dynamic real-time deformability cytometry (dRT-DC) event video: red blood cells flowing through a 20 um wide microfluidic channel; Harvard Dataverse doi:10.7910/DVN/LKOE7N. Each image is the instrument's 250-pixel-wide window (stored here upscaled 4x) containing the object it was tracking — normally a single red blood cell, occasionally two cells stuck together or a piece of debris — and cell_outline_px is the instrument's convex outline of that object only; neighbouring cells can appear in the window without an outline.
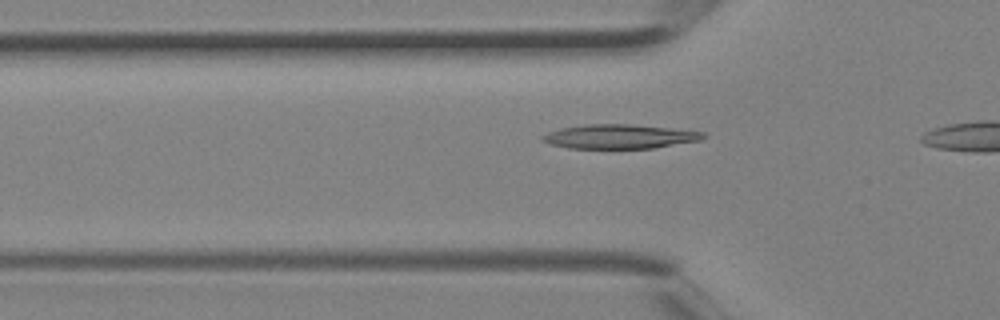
{"species": "Egyptian fruit bat (a non-hibernating species)", "species_latin": "Rousettus aegyptiacus", "temperature_condition": "room temperature", "stored_images_in_passage": 5, "camera_frame_rate_fps": 3000, "um_per_image_px": 0.085, "animal": {"sex": "female"}, "frame": {"image": 1, "passage_image": 5, "time_ms": 1.333, "image_size_px": [1000, 320], "cell_outline_px": [[708, 136], [700, 140], [652, 148], [568, 148], [552, 144], [540, 140], [540, 136], [548, 132], [560, 128], [588, 124], [632, 124], [704, 132]], "centroid_in_image_um": [52.63, 11.6], "position_along_channel_um": 73.2, "area_um2": 22.54}}